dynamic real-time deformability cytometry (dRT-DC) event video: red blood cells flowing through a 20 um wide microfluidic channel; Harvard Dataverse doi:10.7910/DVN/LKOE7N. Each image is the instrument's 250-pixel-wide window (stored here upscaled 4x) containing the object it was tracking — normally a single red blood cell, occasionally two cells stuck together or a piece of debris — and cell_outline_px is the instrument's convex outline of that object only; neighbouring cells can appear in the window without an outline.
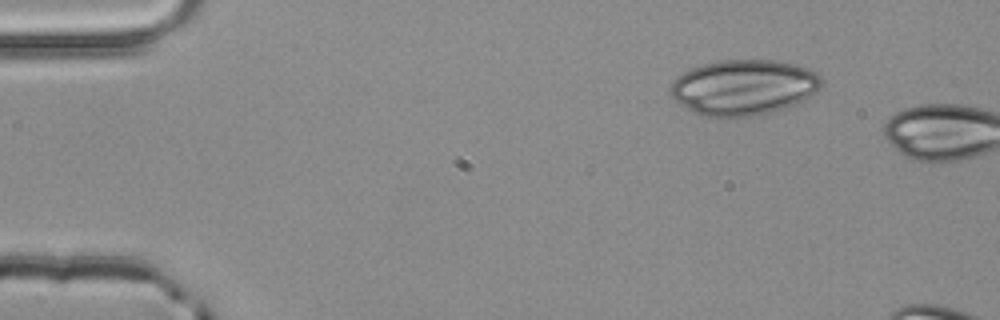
{"species": "common noctule bat (a hibernating species)", "species_latin": "Nyctalus noctula", "temperature_condition": "room temperature", "stored_images_in_passage": 2, "camera_frame_rate_fps": 3000, "um_per_image_px": 0.085, "animal": {"sex": "male", "body_mass_g": 20.4}, "frame": {"image": 1, "passage_image": 1, "time_ms": 0.0, "image_size_px": [1000, 320], "cell_outline_px": [[820, 88], [812, 96], [772, 112], [752, 116], [704, 116], [692, 112], [680, 104], [668, 92], [672, 84], [684, 72], [692, 68], [704, 64], [720, 60], [776, 60], [796, 64], [808, 68], [816, 72], [820, 76]], "centroid_in_image_um": [63.22, 7.41], "position_along_channel_um": 21.8, "area_um2": 48.44}}